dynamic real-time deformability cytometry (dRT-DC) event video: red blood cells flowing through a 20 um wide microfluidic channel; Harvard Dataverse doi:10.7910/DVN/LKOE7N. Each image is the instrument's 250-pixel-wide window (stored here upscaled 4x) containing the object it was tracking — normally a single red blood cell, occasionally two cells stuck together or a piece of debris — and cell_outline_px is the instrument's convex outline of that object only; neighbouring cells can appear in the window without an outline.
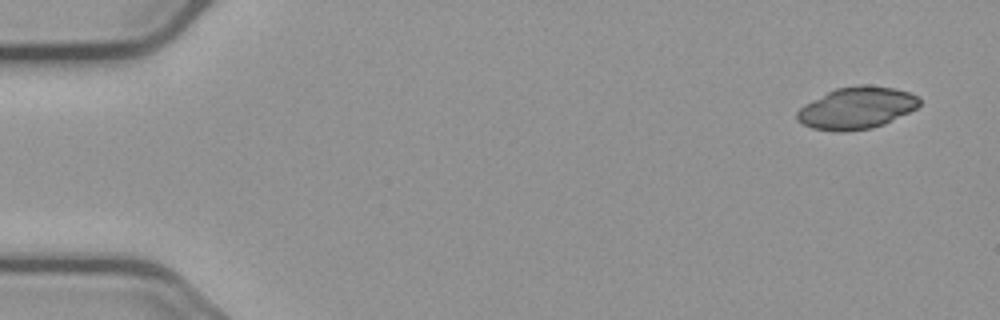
{"species": "common noctule bat (a hibernating species)", "species_latin": "Nyctalus noctula", "temperature_condition": "cold", "stored_images_in_passage": 53, "camera_frame_rate_fps": 3000, "um_per_image_px": 0.085, "animal": {"sex": "male", "body_mass_g": 23.1, "forearm_length_mm": 52.7}, "frame": {"image": 1, "passage_image": 1, "time_ms": 0.0, "image_size_px": [1000, 320], "cell_outline_px": [[920, 104], [916, 108], [884, 124], [872, 128], [844, 132], [836, 132], [812, 128], [796, 120], [796, 112], [804, 104], [836, 88], [892, 88], [908, 92], [916, 96], [920, 100]], "centroid_in_image_um": [72.76, 9.24], "position_along_channel_um": 12.2, "area_um2": 28.9}}